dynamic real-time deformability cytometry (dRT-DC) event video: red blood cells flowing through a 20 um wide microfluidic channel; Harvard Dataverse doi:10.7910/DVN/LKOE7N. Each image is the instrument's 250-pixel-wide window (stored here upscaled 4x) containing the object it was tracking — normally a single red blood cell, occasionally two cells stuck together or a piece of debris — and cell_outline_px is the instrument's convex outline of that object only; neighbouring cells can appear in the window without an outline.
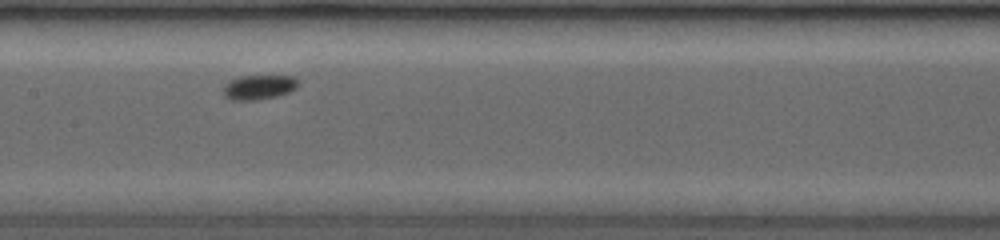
{"species": "common noctule bat (a hibernating species)", "species_latin": "Nyctalus noctula", "temperature_condition": "room temperature", "stored_images_in_passage": 27, "camera_frame_rate_fps": 3500, "um_per_image_px": 0.085, "animal": {"sex": "female", "body_mass_g": 19.0, "forearm_length_mm": 53.3}, "frame": {"image": 1, "passage_image": 9, "time_ms": 2.857, "image_size_px": [1000, 240], "cell_outline_px": [[300, 84], [296, 88], [288, 92], [276, 96], [252, 100], [236, 100], [228, 96], [224, 92], [224, 88], [228, 80], [240, 76], [296, 76], [300, 80]], "centroid_in_image_um": [22.08, 7.38], "position_along_channel_um": 185.3, "area_um2": 10.58}}
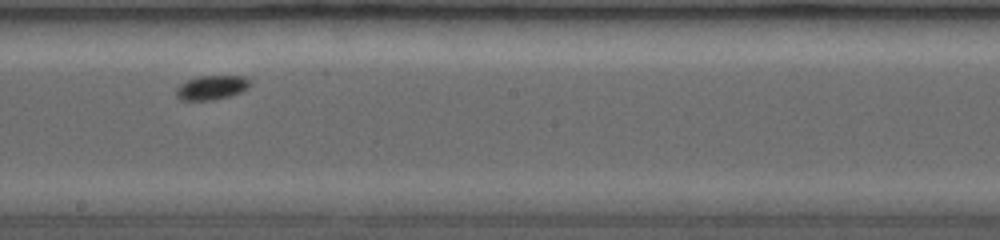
{"frame": {"image": 2, "passage_image": 13, "time_ms": 4.0, "image_size_px": [1000, 240], "cell_outline_px": [[252, 84], [240, 92], [228, 96], [208, 100], [184, 100], [176, 96], [176, 88], [180, 84], [196, 76], [244, 76], [252, 80]], "centroid_in_image_um": [18.0, 7.42], "position_along_channel_um": 230.2, "area_um2": 10.35}}